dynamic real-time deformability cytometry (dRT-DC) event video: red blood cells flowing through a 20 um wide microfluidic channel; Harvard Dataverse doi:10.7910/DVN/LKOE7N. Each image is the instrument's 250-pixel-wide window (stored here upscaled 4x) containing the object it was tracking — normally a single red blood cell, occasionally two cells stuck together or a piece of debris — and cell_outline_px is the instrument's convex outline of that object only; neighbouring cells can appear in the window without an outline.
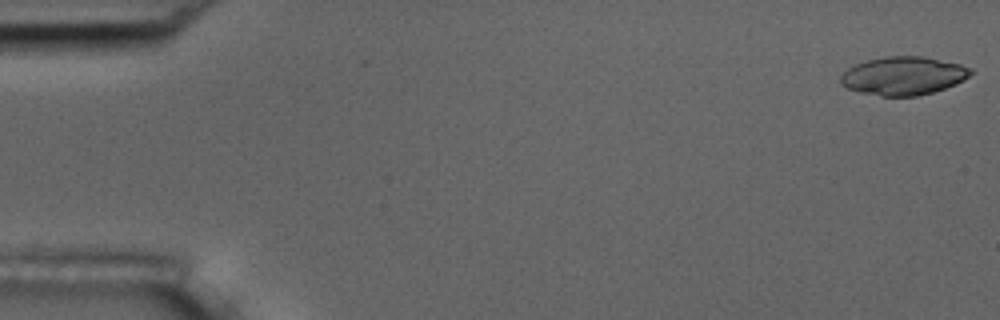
{"species": "common noctule bat (a hibernating species)", "species_latin": "Nyctalus noctula", "temperature_condition": "room temperature", "stored_images_in_passage": 55, "camera_frame_rate_fps": 3000, "um_per_image_px": 0.085, "animal": {"sex": "male", "body_mass_g": 17.5, "forearm_length_mm": 52.3}, "frame": {"image": 1, "passage_image": 1, "time_ms": 0.0, "image_size_px": [1000, 320], "cell_outline_px": [[976, 72], [956, 84], [932, 92], [916, 96], [880, 96], [848, 88], [840, 84], [840, 76], [848, 68], [856, 64], [868, 60], [888, 56], [924, 56], [960, 64], [972, 68]], "centroid_in_image_um": [76.82, 6.44], "position_along_channel_um": 8.2, "area_um2": 28.96}}
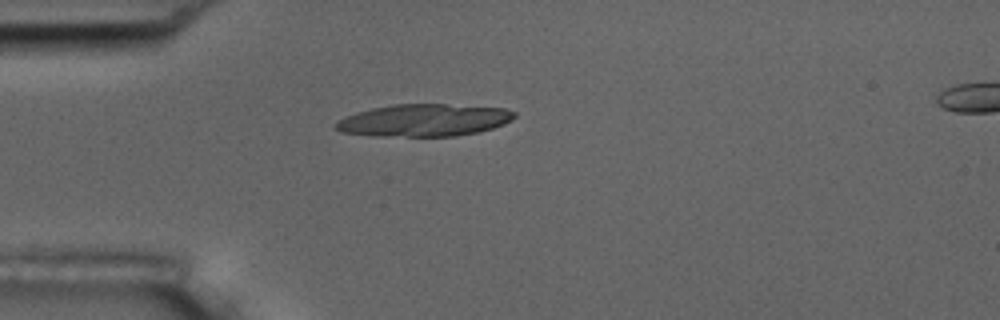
{"frame": {"image": 2, "passage_image": 15, "time_ms": 4.667, "image_size_px": [1000, 320], "cell_outline_px": [[516, 116], [512, 120], [504, 124], [480, 132], [456, 136], [372, 136], [340, 132], [332, 128], [332, 124], [344, 116], [356, 112], [372, 108], [392, 104], [448, 104], [504, 108], [516, 112]], "centroid_in_image_um": [35.99, 10.22], "position_along_channel_um": 49.0, "area_um2": 34.1}}